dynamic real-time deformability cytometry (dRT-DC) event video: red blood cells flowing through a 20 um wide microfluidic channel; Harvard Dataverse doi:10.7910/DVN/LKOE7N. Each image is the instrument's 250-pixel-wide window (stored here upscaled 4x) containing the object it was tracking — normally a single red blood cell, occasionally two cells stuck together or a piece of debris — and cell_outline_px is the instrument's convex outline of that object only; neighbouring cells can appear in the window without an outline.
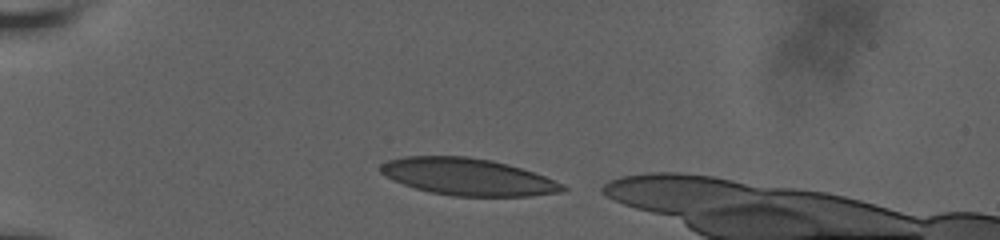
{"species": "human", "species_latin": "Homo sapiens", "temperature_condition": "room temperature", "stored_images_in_passage": 37, "camera_frame_rate_fps": 3000, "um_per_image_px": 0.085, "donor": {"sex": "male"}, "frame": {"image": 1, "passage_image": 2, "time_ms": 0.333, "image_size_px": [1000, 240], "cell_outline_px": [[568, 188], [560, 192], [528, 196], [452, 196], [432, 192], [416, 188], [392, 180], [384, 176], [380, 172], [380, 164], [388, 160], [404, 156], [468, 156], [492, 160], [508, 164], [544, 176], [564, 184]], "centroid_in_image_um": [39.74, 15.02], "position_along_channel_um": 45.3, "area_um2": 39.19}}
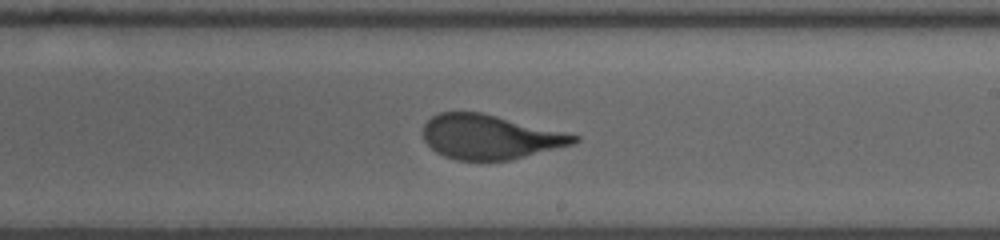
{"frame": {"image": 2, "passage_image": 22, "time_ms": 7.0, "image_size_px": [1000, 240], "cell_outline_px": [[580, 140], [572, 144], [508, 160], [456, 160], [444, 156], [436, 152], [424, 140], [424, 124], [432, 116], [440, 112], [480, 112], [564, 132], [580, 136]], "centroid_in_image_um": [41.61, 11.64], "position_along_channel_um": 247.4, "area_um2": 38.44}}
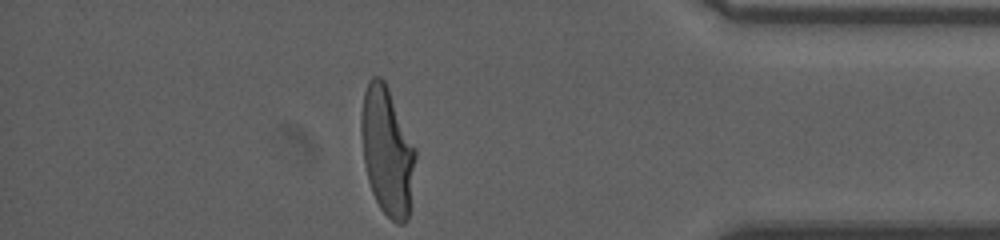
{"frame": {"image": 3, "passage_image": 37, "time_ms": 12.0, "image_size_px": [1000, 240], "cell_outline_px": [[416, 156], [408, 220], [404, 224], [396, 224], [380, 208], [372, 192], [368, 180], [364, 164], [360, 132], [360, 116], [364, 92], [368, 80], [372, 76], [380, 76], [384, 80], [388, 88], [416, 148]], "centroid_in_image_um": [32.89, 12.84], "position_along_channel_um": 402.3, "area_um2": 40.69}, "authors_computed_cell_mechanics": {"area_um2": 39.7664, "velocity_mm_per_s": 3.6529, "shape_relaxation_time_tau1_ms": 4.9883, "shape_relaxation_time_tau2_ms": null, "deformation_change_tau1": 0.2184, "deformation_change_tau2": null}}